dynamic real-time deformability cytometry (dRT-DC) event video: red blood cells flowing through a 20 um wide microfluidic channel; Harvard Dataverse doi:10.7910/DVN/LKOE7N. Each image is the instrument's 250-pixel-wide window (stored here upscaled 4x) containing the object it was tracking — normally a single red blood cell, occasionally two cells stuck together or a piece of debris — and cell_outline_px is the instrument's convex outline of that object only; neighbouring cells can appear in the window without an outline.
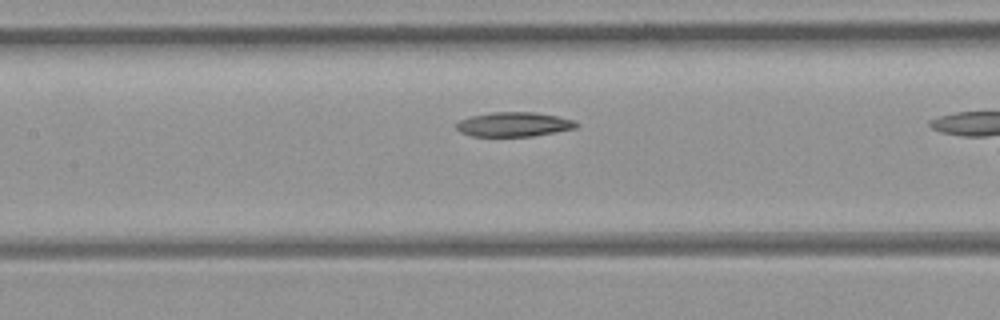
{"species": "common noctule bat (a hibernating species)", "species_latin": "Nyctalus noctula", "temperature_condition": "room temperature", "stored_images_in_passage": 8, "camera_frame_rate_fps": 3000, "um_per_image_px": 0.085, "animal": {"sex": "female", "body_mass_g": 21.9}, "frame": {"image": 1, "passage_image": 8, "time_ms": 2.333, "image_size_px": [1000, 320], "cell_outline_px": [[580, 124], [576, 128], [556, 132], [532, 136], [472, 136], [460, 132], [456, 128], [456, 124], [460, 120], [472, 116], [492, 112], [536, 112], [576, 120]], "centroid_in_image_um": [43.71, 10.57], "position_along_channel_um": 163.7, "area_um2": 17.11}}